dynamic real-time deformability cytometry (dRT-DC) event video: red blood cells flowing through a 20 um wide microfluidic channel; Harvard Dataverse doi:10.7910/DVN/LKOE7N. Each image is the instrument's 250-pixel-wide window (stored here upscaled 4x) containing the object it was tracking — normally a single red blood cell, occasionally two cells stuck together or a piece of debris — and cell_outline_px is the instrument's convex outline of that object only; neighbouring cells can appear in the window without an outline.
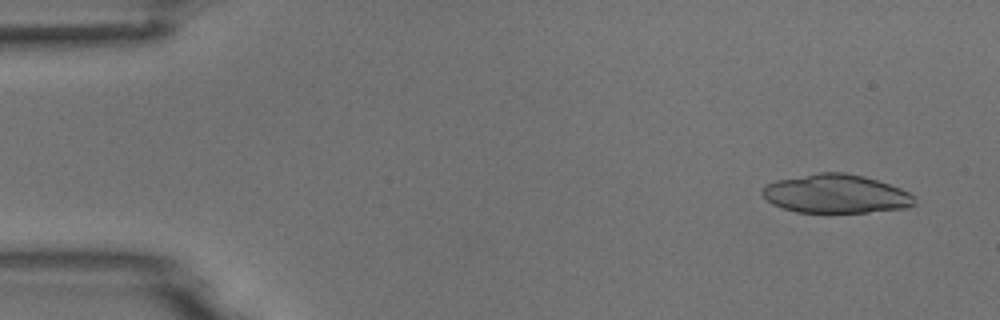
{"species": "common noctule bat (a hibernating species)", "species_latin": "Nyctalus noctula", "temperature_condition": "room temperature", "stored_images_in_passage": 5, "camera_frame_rate_fps": 3000, "um_per_image_px": 0.085, "animal": {"sex": "male", "body_mass_g": 18.8}, "frame": {"image": 1, "passage_image": 1, "time_ms": 0.0, "image_size_px": [1000, 320], "cell_outline_px": [[916, 204], [908, 208], [868, 212], [796, 212], [772, 204], [760, 192], [768, 184], [776, 180], [820, 172], [844, 172], [864, 176], [900, 188], [908, 192], [916, 200]], "centroid_in_image_um": [71.07, 16.48], "position_along_channel_um": 13.9, "area_um2": 34.16}}
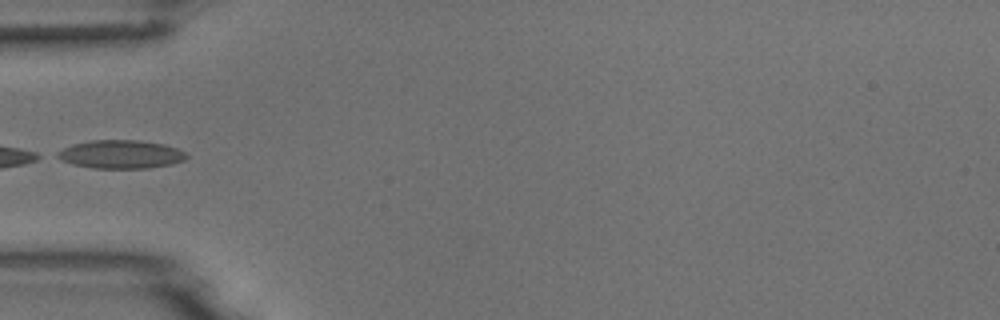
{"frame": {"image": 2, "passage_image": 5, "time_ms": 4.667, "image_size_px": [1000, 320], "cell_outline_px": [[188, 156], [184, 160], [172, 164], [148, 168], [92, 168], [72, 164], [60, 160], [52, 156], [56, 152], [72, 144], [92, 140], [136, 140], [164, 144], [176, 148], [184, 152]], "centroid_in_image_um": [10.21, 13.12], "position_along_channel_um": 74.8, "area_um2": 21.44}}